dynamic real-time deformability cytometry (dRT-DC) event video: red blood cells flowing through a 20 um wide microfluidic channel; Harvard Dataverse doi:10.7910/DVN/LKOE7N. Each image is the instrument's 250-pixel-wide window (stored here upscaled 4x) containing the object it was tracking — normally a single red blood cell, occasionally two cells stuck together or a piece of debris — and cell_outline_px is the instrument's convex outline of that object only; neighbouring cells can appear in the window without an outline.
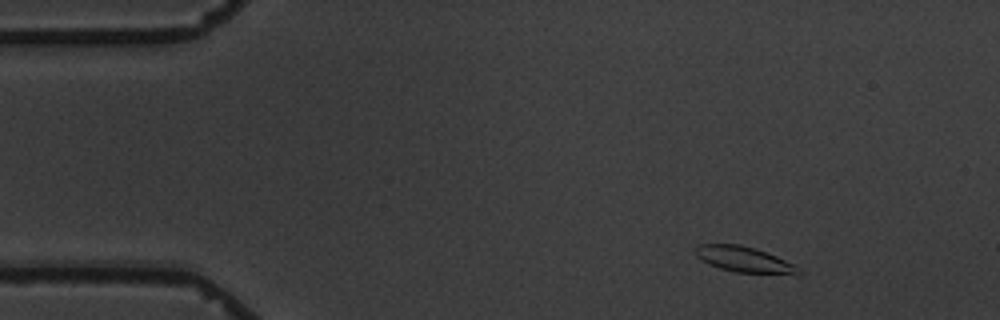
{"species": "common noctule bat (a hibernating species)", "species_latin": "Nyctalus noctula", "temperature_condition": "warm", "stored_images_in_passage": 3, "camera_frame_rate_fps": 3000, "um_per_image_px": 0.085, "animal": {"sex": "male", "body_mass_g": 19.5, "forearm_length_mm": 54.6}, "frame": {"image": 1, "passage_image": 1, "time_ms": 0.0, "image_size_px": [1000, 320], "cell_outline_px": [[804, 272], [736, 272], [720, 268], [708, 264], [696, 256], [692, 248], [696, 244], [740, 244], [756, 248], [776, 256], [800, 268]], "centroid_in_image_um": [63.09, 21.99], "position_along_channel_um": 21.9, "area_um2": 14.97}}